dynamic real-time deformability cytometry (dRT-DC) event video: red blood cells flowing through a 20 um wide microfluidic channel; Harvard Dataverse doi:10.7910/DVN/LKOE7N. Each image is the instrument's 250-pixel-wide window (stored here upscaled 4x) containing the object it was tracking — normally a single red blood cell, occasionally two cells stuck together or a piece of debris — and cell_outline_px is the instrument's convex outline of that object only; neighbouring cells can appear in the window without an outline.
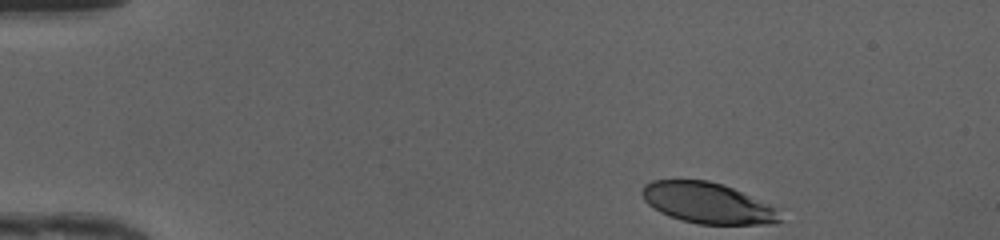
{"species": "human", "species_latin": "Homo sapiens", "temperature_condition": "cold", "stored_images_in_passage": 38, "camera_frame_rate_fps": 3000, "um_per_image_px": 0.085, "donor": {"sex": "female"}, "frame": {"image": 1, "passage_image": 1, "time_ms": 0.0, "image_size_px": [1000, 240], "cell_outline_px": [[784, 220], [776, 224], [696, 224], [680, 220], [668, 216], [660, 212], [648, 204], [644, 200], [640, 192], [644, 184], [652, 180], [708, 180], [724, 184], [768, 204], [776, 208]], "centroid_in_image_um": [60.13, 17.26], "position_along_channel_um": 24.9, "area_um2": 33.0}}
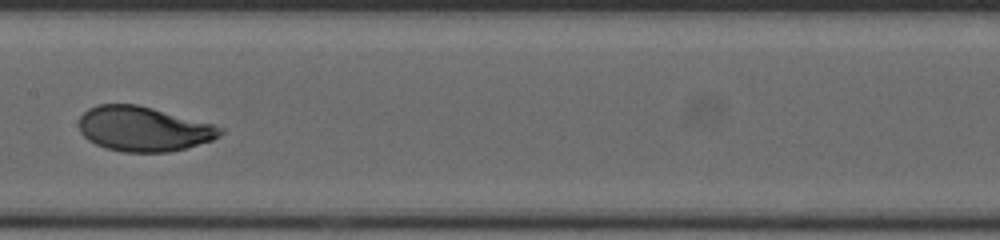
{"frame": {"image": 2, "passage_image": 20, "time_ms": 6.333, "image_size_px": [1000, 240], "cell_outline_px": [[224, 132], [220, 136], [212, 140], [188, 148], [168, 152], [124, 152], [104, 148], [88, 140], [80, 132], [80, 116], [88, 108], [96, 104], [136, 104], [152, 108], [212, 124], [224, 128]], "centroid_in_image_um": [12.19, 10.96], "position_along_channel_um": 195.2, "area_um2": 36.88}}
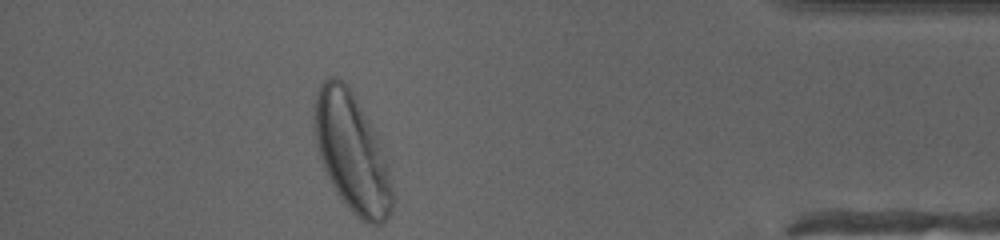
{"frame": {"image": 3, "passage_image": 38, "time_ms": 12.333, "image_size_px": [1000, 240], "cell_outline_px": [[392, 208], [388, 220], [380, 224], [368, 224], [360, 220], [352, 212], [328, 180], [320, 156], [316, 140], [316, 96], [320, 84], [328, 76], [336, 76], [348, 84], [376, 132], [388, 164], [392, 188]], "centroid_in_image_um": [29.95, 12.98], "position_along_channel_um": 405.3, "area_um2": 53.41}, "authors_computed_cell_mechanics": {"area_um2": 36.8764, "velocity_mm_per_s": 4.1697, "shape_relaxation_time_tau1_ms": 2.4146, "shape_relaxation_time_tau2_ms": null, "deformation_change_tau1": 0.1662, "deformation_change_tau2": null}}